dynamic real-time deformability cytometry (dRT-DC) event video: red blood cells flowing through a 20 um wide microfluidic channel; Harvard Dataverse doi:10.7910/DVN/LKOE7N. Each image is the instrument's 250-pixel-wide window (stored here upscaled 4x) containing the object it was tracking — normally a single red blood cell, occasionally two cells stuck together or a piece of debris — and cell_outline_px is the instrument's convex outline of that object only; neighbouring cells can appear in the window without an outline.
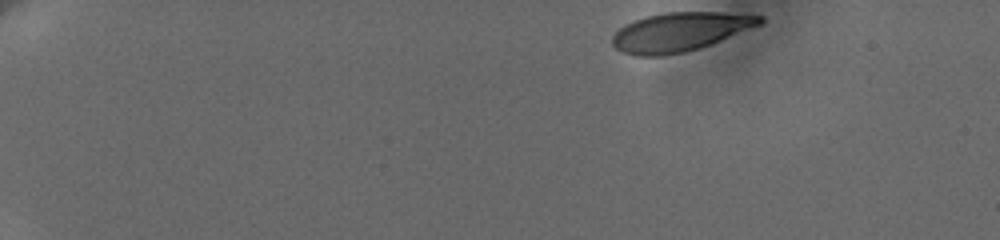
{"species": "human", "species_latin": "Homo sapiens", "temperature_condition": "cold", "stored_images_in_passage": 50, "camera_frame_rate_fps": 3000, "um_per_image_px": 0.085, "donor": {"sex": "female"}, "frame": {"image": 1, "passage_image": 1, "time_ms": 0.0, "image_size_px": [1000, 240], "cell_outline_px": [[764, 24], [720, 40], [684, 52], [660, 56], [636, 56], [624, 52], [616, 48], [612, 44], [612, 36], [624, 24], [632, 20], [644, 16], [664, 12], [720, 12], [764, 16]], "centroid_in_image_um": [57.78, 2.69], "position_along_channel_um": 27.2, "area_um2": 33.35}}
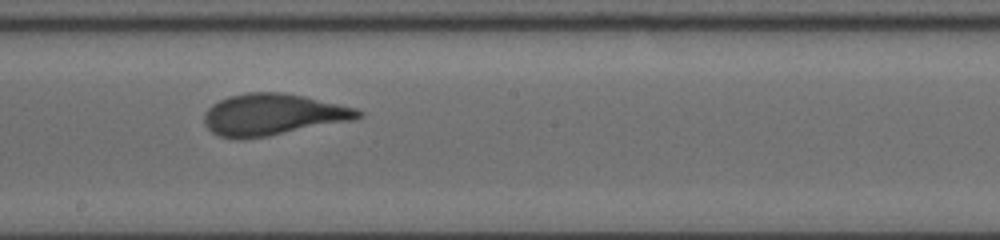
{"frame": {"image": 2, "passage_image": 28, "time_ms": 9.0, "image_size_px": [1000, 240], "cell_outline_px": [[364, 116], [352, 120], [268, 136], [240, 140], [220, 136], [212, 132], [204, 124], [204, 112], [212, 104], [228, 96], [248, 92], [280, 92], [304, 96], [356, 108], [364, 112]], "centroid_in_image_um": [23.17, 9.74], "position_along_channel_um": 225.0, "area_um2": 37.28}}
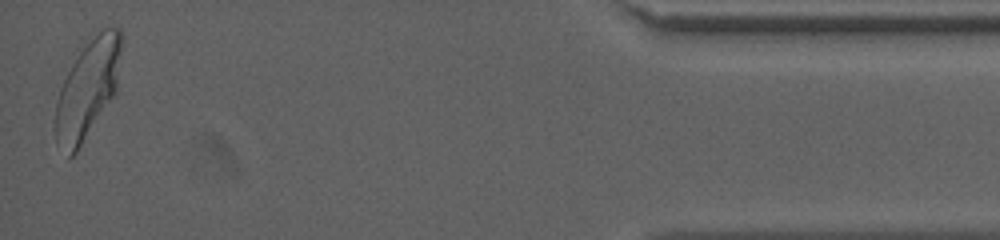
{"frame": {"image": 3, "passage_image": 50, "time_ms": 16.333, "image_size_px": [1000, 240], "cell_outline_px": [[124, 36], [116, 92], [76, 152], [68, 160], [56, 144], [52, 128], [56, 100], [60, 88], [72, 64], [80, 52], [104, 28], [120, 28]], "centroid_in_image_um": [7.42, 7.65], "position_along_channel_um": 427.8, "area_um2": 38.03}, "authors_computed_cell_mechanics": {"area_um2": 36.414, "velocity_mm_per_s": 3.6193, "shape_relaxation_time_tau1_ms": 3.6831, "shape_relaxation_time_tau2_ms": null, "deformation_change_tau1": 0.1728, "deformation_change_tau2": null}}